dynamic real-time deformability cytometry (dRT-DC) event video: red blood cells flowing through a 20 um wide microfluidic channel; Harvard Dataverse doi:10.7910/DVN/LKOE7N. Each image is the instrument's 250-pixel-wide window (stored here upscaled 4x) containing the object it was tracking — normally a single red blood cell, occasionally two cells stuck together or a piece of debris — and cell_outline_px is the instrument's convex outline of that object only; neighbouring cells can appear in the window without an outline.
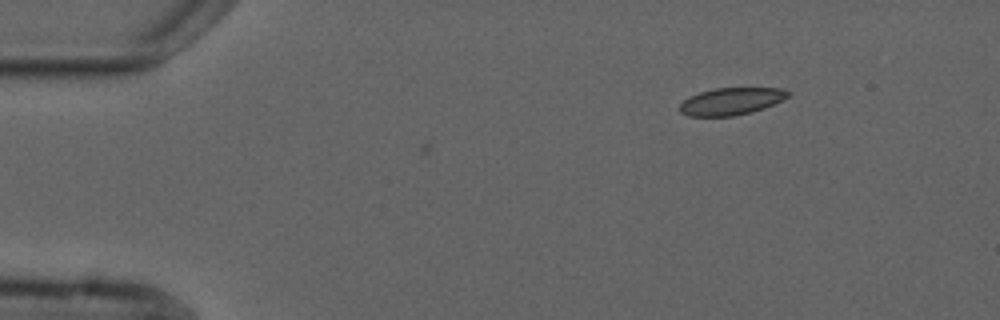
{"species": "common noctule bat (a hibernating species)", "species_latin": "Nyctalus noctula", "temperature_condition": "cold", "stored_images_in_passage": 2, "camera_frame_rate_fps": 3000, "um_per_image_px": 0.085, "animal": {"sex": "male", "forearm_length_mm": 52.5}, "frame": {"image": 1, "passage_image": 2, "time_ms": 2.333, "image_size_px": [1000, 320], "cell_outline_px": [[792, 92], [788, 96], [764, 108], [752, 112], [732, 116], [688, 116], [680, 112], [680, 104], [688, 96], [700, 92], [716, 88], [780, 88]], "centroid_in_image_um": [62.12, 8.61], "position_along_channel_um": 22.9, "area_um2": 17.05}}